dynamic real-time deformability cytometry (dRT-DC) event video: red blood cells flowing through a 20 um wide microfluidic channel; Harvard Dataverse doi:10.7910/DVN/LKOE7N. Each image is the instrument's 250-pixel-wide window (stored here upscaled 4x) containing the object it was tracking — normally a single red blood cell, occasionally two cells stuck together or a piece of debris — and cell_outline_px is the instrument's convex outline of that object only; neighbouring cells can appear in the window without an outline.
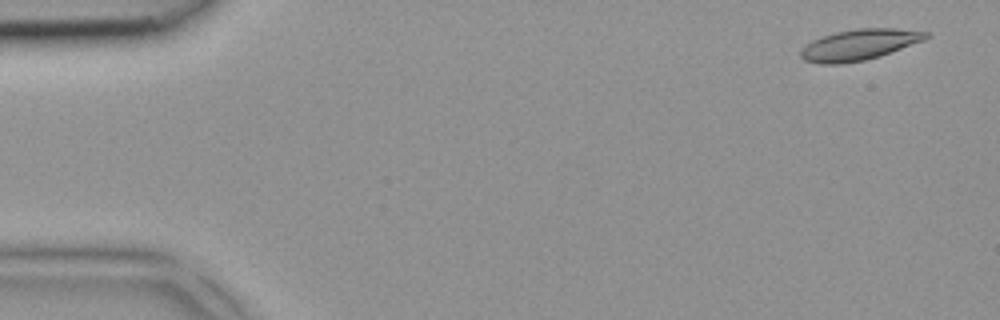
{"species": "common noctule bat (a hibernating species)", "species_latin": "Nyctalus noctula", "temperature_condition": "room temperature", "stored_images_in_passage": 3, "camera_frame_rate_fps": 3000, "um_per_image_px": 0.085, "animal": {"sex": "female", "body_mass_g": 18.4}, "frame": {"image": 1, "passage_image": 1, "time_ms": 0.0, "image_size_px": [1000, 320], "cell_outline_px": [[932, 36], [924, 40], [880, 56], [864, 60], [840, 64], [820, 64], [804, 60], [800, 56], [800, 48], [812, 40], [836, 32], [860, 28], [896, 28], [928, 32]], "centroid_in_image_um": [73.03, 3.8], "position_along_channel_um": 12.0, "area_um2": 22.54}}
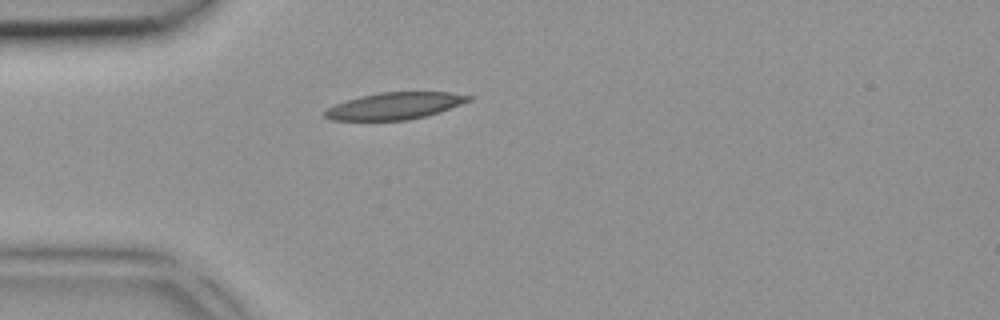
{"frame": {"image": 2, "passage_image": 3, "time_ms": 0.667, "image_size_px": [1000, 320], "cell_outline_px": [[476, 96], [472, 100], [440, 112], [408, 120], [332, 120], [324, 116], [324, 112], [328, 108], [336, 104], [360, 96], [380, 92], [452, 92]], "centroid_in_image_um": [33.62, 8.99], "position_along_channel_um": 51.4, "area_um2": 22.48}}